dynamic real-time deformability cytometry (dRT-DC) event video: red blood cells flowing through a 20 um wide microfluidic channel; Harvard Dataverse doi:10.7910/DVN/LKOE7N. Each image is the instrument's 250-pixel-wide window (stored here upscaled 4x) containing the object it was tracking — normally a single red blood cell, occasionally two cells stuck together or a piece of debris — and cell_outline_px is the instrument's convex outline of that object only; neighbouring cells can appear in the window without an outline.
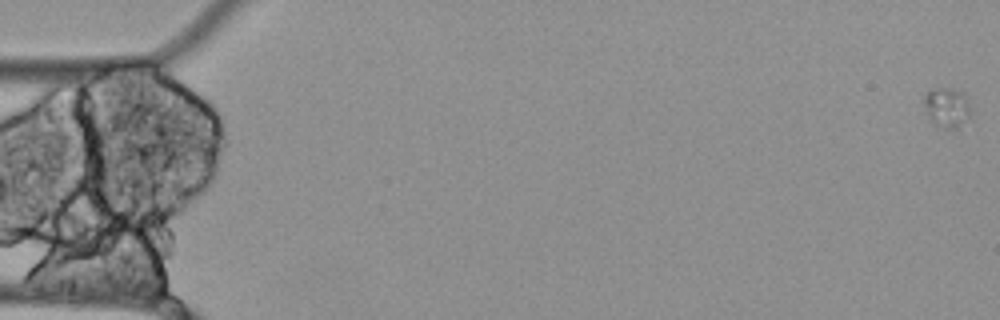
{"species": "Egyptian fruit bat (a non-hibernating species)", "species_latin": "Rousettus aegyptiacus", "temperature_condition": "cold", "stored_images_in_passage": 13, "camera_frame_rate_fps": 3000, "um_per_image_px": 0.085, "animal": {"sex": "female"}, "frame": {"image": 1, "passage_image": 1, "time_ms": 0.0, "image_size_px": [1000, 320], "cell_outline_px": [[972, 120], [956, 128], [948, 128], [936, 124], [928, 116], [924, 104], [924, 92], [936, 88], [952, 88], [964, 92], [968, 96], [972, 112]], "centroid_in_image_um": [80.58, 9.11], "position_along_channel_um": 4.4, "area_um2": 11.27}}